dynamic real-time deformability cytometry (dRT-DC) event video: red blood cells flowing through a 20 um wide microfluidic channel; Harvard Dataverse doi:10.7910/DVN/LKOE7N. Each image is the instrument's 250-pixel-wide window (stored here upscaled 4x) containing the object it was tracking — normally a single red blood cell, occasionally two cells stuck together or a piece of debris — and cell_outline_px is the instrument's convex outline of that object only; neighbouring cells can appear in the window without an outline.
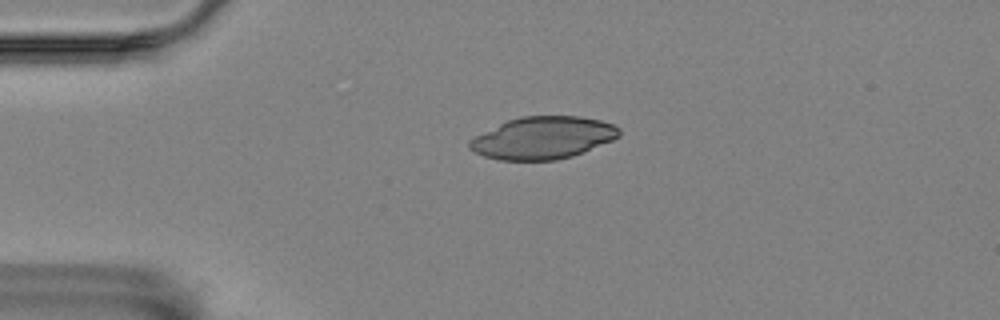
{"species": "Egyptian fruit bat (a non-hibernating species)", "species_latin": "Rousettus aegyptiacus", "temperature_condition": "room temperature", "stored_images_in_passage": 45, "camera_frame_rate_fps": 3000, "um_per_image_px": 0.085, "animal": {"sex": "female"}, "frame": {"image": 1, "passage_image": 2, "time_ms": 0.333, "image_size_px": [1000, 320], "cell_outline_px": [[620, 136], [612, 140], [572, 156], [556, 160], [500, 160], [484, 156], [468, 148], [468, 140], [508, 120], [520, 116], [580, 116], [600, 120], [612, 124], [620, 128]], "centroid_in_image_um": [46.15, 11.71], "position_along_channel_um": 38.9, "area_um2": 36.59}}